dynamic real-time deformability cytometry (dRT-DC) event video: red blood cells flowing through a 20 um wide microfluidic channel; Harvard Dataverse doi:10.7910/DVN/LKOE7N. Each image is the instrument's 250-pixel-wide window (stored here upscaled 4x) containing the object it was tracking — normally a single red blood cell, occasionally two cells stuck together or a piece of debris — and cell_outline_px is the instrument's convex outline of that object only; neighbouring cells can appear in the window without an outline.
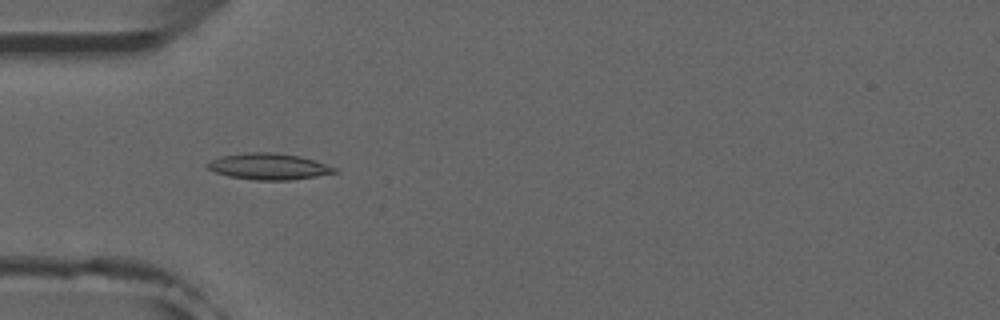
{"species": "common noctule bat (a hibernating species)", "species_latin": "Nyctalus noctula", "temperature_condition": "room temperature", "stored_images_in_passage": 45, "camera_frame_rate_fps": 3000, "um_per_image_px": 0.085, "animal": {"sex": "male", "forearm_length_mm": 52.5}, "frame": {"image": 1, "passage_image": 9, "time_ms": 2.667, "image_size_px": [1000, 320], "cell_outline_px": [[340, 172], [292, 180], [256, 180], [228, 176], [216, 172], [208, 168], [204, 164], [220, 156], [244, 152], [276, 152], [300, 156], [316, 160], [336, 168]], "centroid_in_image_um": [22.86, 14.14], "position_along_channel_um": 62.1, "area_um2": 19.65}}
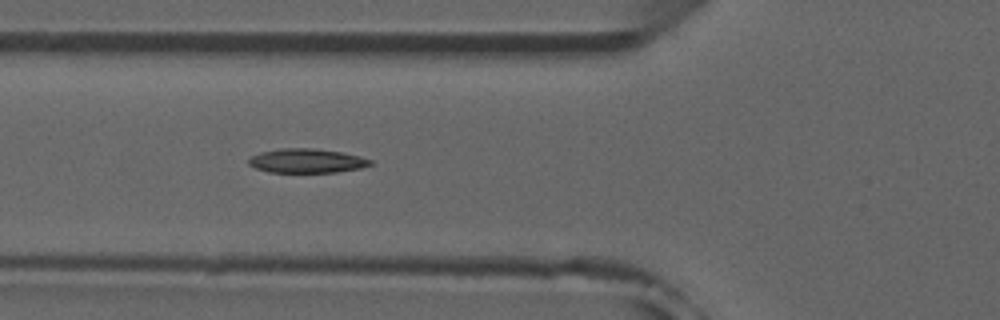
{"frame": {"image": 2, "passage_image": 12, "time_ms": 3.667, "image_size_px": [1000, 320], "cell_outline_px": [[372, 164], [360, 168], [336, 172], [268, 172], [256, 168], [248, 164], [248, 160], [252, 156], [260, 152], [280, 148], [312, 148], [340, 152], [360, 156], [372, 160]], "centroid_in_image_um": [26.05, 13.66], "position_along_channel_um": 99.7, "area_um2": 17.05}}
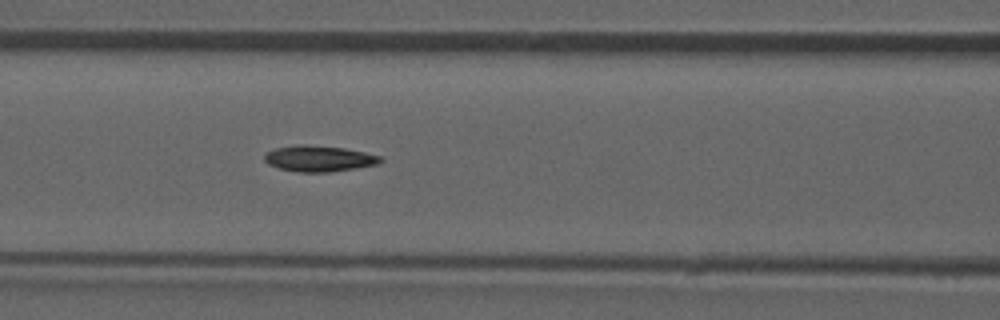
{"frame": {"image": 3, "passage_image": 15, "time_ms": 4.667, "image_size_px": [1000, 320], "cell_outline_px": [[384, 160], [376, 164], [356, 168], [332, 172], [300, 172], [280, 168], [268, 164], [264, 160], [264, 152], [276, 148], [344, 148], [364, 152], [380, 156]], "centroid_in_image_um": [27.15, 13.54], "position_along_channel_um": 139.4, "area_um2": 16.47}}